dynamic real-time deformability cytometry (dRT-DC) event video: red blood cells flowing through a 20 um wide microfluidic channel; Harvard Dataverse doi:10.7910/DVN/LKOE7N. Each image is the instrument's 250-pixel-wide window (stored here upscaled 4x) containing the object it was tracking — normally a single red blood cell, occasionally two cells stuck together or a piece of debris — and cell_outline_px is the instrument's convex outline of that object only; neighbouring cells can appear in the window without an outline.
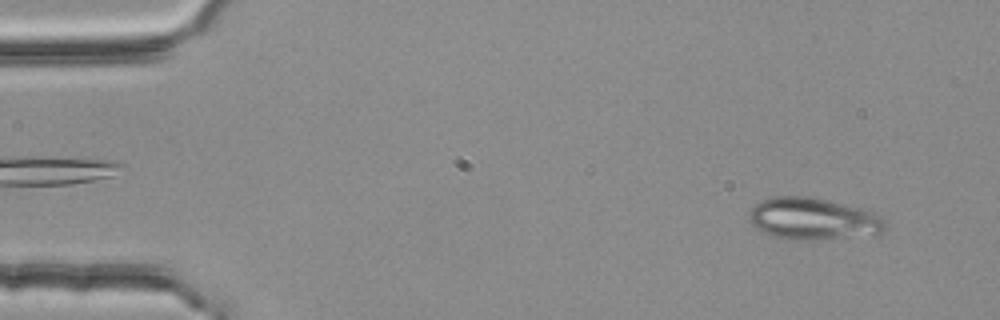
{"species": "common noctule bat (a hibernating species)", "species_latin": "Nyctalus noctula", "temperature_condition": "room temperature", "stored_images_in_passage": 53, "camera_frame_rate_fps": 3000, "um_per_image_px": 0.085, "animal": {"sex": "female", "body_mass_g": 25.1}, "frame": {"image": 1, "passage_image": 4, "time_ms": 1.0, "image_size_px": [1000, 320], "cell_outline_px": [[888, 228], [884, 232], [792, 240], [788, 240], [772, 236], [756, 228], [748, 220], [748, 212], [760, 200], [776, 196], [804, 196], [824, 200], [860, 208], [880, 216], [888, 220]], "centroid_in_image_um": [69.04, 18.58], "position_along_channel_um": 16.0, "area_um2": 32.43}}
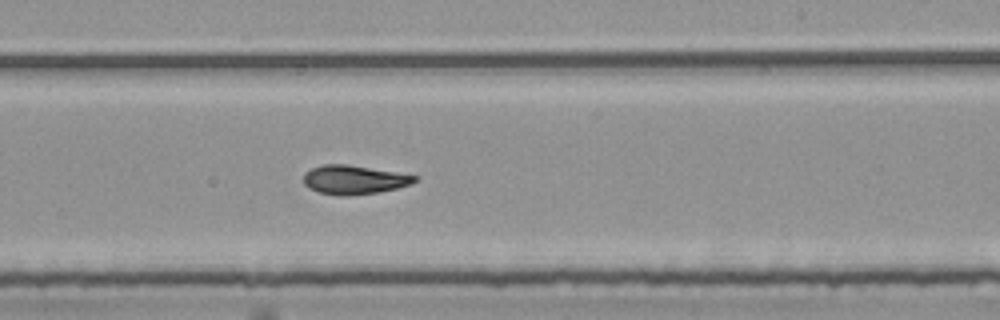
{"frame": {"image": 2, "passage_image": 32, "time_ms": 10.333, "image_size_px": [1000, 320], "cell_outline_px": [[420, 180], [396, 188], [380, 192], [348, 196], [340, 196], [320, 192], [308, 188], [304, 184], [304, 172], [312, 168], [324, 164], [348, 164], [420, 176]], "centroid_in_image_um": [30.1, 15.27], "position_along_channel_um": 258.9, "area_um2": 18.84}}
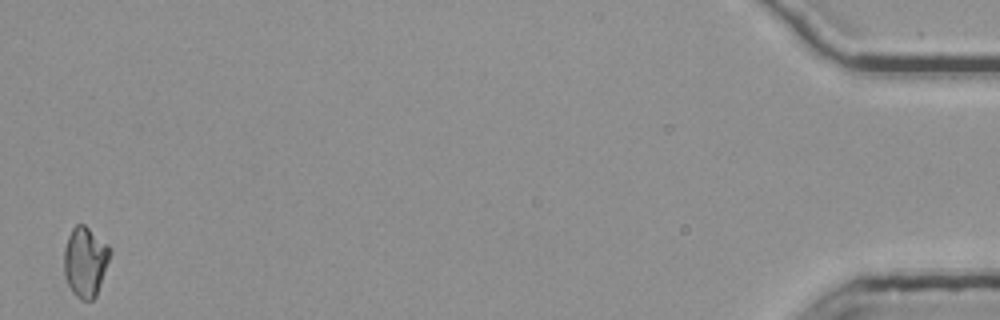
{"frame": {"image": 3, "passage_image": 53, "time_ms": 17.333, "image_size_px": [1000, 320], "cell_outline_px": [[112, 252], [96, 296], [92, 300], [80, 300], [72, 292], [64, 276], [64, 248], [68, 236], [72, 228], [76, 224], [84, 224], [108, 244], [112, 248]], "centroid_in_image_um": [7.25, 22.24], "position_along_channel_um": 427.9, "area_um2": 18.96}, "authors_computed_cell_mechanics": {"area_um2": 18.9584, "velocity_mm_per_s": 3.7857, "shape_relaxation_time_tau1_ms": null, "shape_relaxation_time_tau2_ms": 3.3029, "deformation_change_tau1": null, "deformation_change_tau2": 0.0855}}